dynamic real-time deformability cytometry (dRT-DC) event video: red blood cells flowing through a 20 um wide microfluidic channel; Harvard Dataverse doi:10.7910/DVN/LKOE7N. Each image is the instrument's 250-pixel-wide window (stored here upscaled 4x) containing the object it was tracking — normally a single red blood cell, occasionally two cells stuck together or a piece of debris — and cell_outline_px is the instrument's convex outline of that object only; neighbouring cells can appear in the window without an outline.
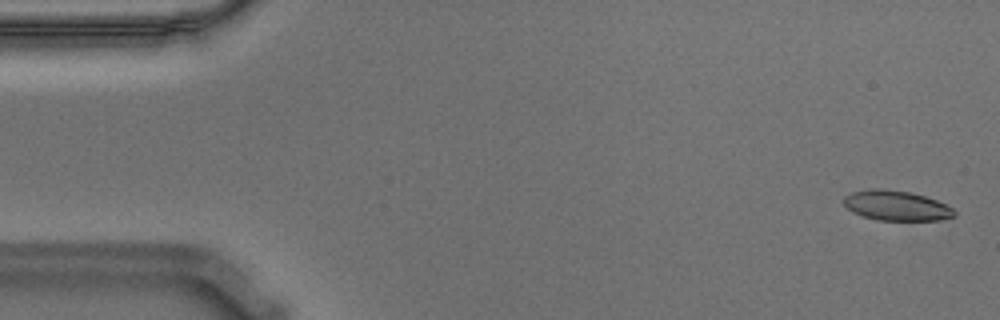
{"species": "Egyptian fruit bat (a non-hibernating species)", "species_latin": "Rousettus aegyptiacus", "temperature_condition": "warm", "stored_images_in_passage": 56, "camera_frame_rate_fps": 3000, "um_per_image_px": 0.085, "animal": {"sex": "male"}, "frame": {"image": 1, "passage_image": 2, "time_ms": 0.333, "image_size_px": [1000, 320], "cell_outline_px": [[956, 216], [940, 220], [876, 220], [852, 212], [844, 204], [844, 196], [852, 192], [872, 188], [880, 188], [908, 192], [924, 196], [936, 200], [952, 208], [956, 212]], "centroid_in_image_um": [76.18, 17.48], "position_along_channel_um": 8.8, "area_um2": 19.19}}
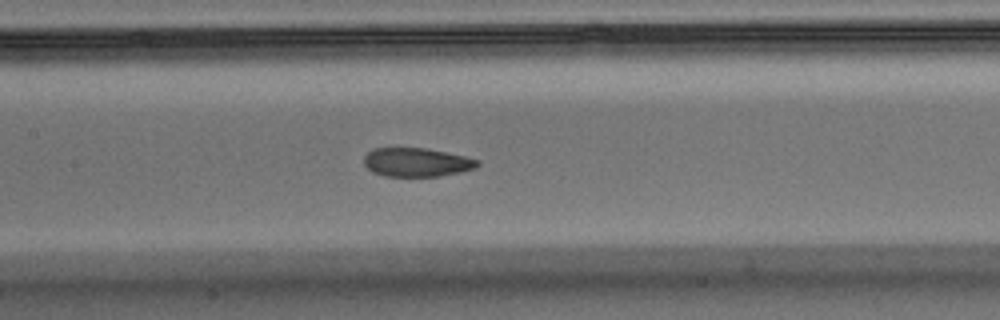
{"frame": {"image": 2, "passage_image": 26, "time_ms": 8.333, "image_size_px": [1000, 320], "cell_outline_px": [[480, 164], [476, 168], [460, 172], [440, 176], [384, 176], [372, 172], [364, 164], [364, 156], [372, 148], [428, 148], [464, 156], [480, 160]], "centroid_in_image_um": [35.42, 13.79], "position_along_channel_um": 172.0, "area_um2": 19.13}}
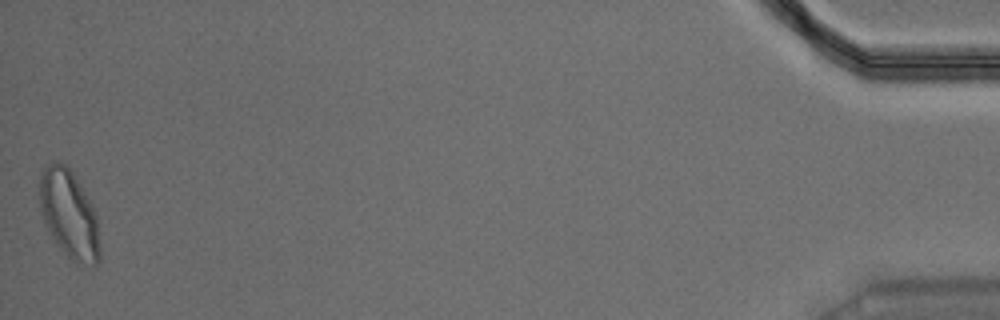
{"frame": {"image": 3, "passage_image": 56, "time_ms": 18.333, "image_size_px": [1000, 320], "cell_outline_px": [[100, 260], [96, 264], [76, 264], [68, 260], [48, 232], [40, 212], [36, 196], [36, 192], [40, 172], [44, 164], [56, 160], [68, 164], [80, 184], [96, 216], [100, 248]], "centroid_in_image_um": [5.79, 18.16], "position_along_channel_um": 429.4, "area_um2": 32.02}, "authors_computed_cell_mechanics": {"area_um2": 20.4323, "velocity_mm_per_s": 3.5636, "shape_relaxation_time_tau1_ms": null, "shape_relaxation_time_tau2_ms": 1.7985, "deformation_change_tau1": null, "deformation_change_tau2": 0.0743}}